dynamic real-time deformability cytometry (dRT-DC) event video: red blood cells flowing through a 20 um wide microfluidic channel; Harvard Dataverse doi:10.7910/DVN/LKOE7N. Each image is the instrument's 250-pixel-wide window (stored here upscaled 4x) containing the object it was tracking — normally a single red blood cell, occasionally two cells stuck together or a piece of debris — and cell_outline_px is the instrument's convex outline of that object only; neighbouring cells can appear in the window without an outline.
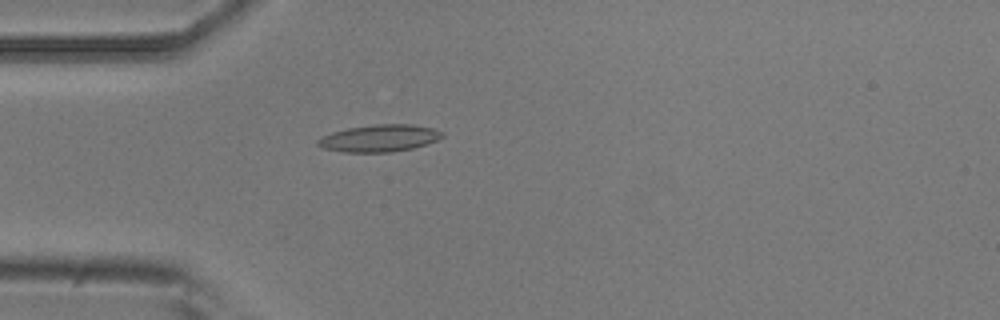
{"species": "common noctule bat (a hibernating species)", "species_latin": "Nyctalus noctula", "temperature_condition": "room temperature", "stored_images_in_passage": 5, "camera_frame_rate_fps": 3000, "um_per_image_px": 0.085, "animal": {"sex": "male", "body_mass_g": 20.5, "forearm_length_mm": 52.5}, "frame": {"image": 1, "passage_image": 5, "time_ms": 1.333, "image_size_px": [1000, 320], "cell_outline_px": [[444, 136], [436, 140], [412, 148], [392, 152], [344, 152], [324, 148], [316, 144], [316, 140], [320, 136], [332, 132], [348, 128], [372, 124], [412, 124], [432, 128], [444, 132]], "centroid_in_image_um": [32.22, 11.74], "position_along_channel_um": 52.8, "area_um2": 19.65}}